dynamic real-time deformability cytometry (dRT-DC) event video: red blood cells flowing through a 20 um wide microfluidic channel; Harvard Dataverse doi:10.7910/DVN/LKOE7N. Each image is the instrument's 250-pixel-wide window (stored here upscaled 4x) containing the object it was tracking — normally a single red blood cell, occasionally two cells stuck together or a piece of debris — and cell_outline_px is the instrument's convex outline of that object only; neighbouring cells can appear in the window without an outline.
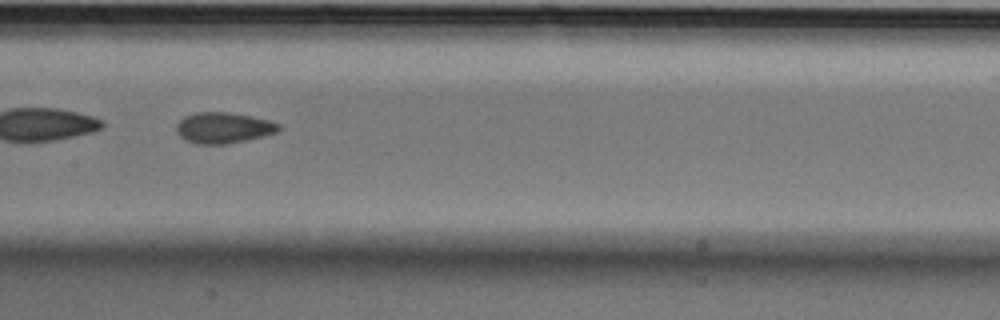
{"species": "Egyptian fruit bat (a non-hibernating species)", "species_latin": "Rousettus aegyptiacus", "temperature_condition": "cold", "stored_images_in_passage": 55, "camera_frame_rate_fps": 3000, "um_per_image_px": 0.085, "animal": {"sex": "male"}, "frame": {"image": 1, "passage_image": 28, "time_ms": 9.0, "image_size_px": [1000, 320], "cell_outline_px": [[280, 128], [276, 132], [264, 136], [228, 144], [196, 144], [184, 140], [176, 132], [176, 124], [184, 116], [196, 112], [228, 112], [252, 116], [268, 120], [280, 124]], "centroid_in_image_um": [18.96, 10.86], "position_along_channel_um": 188.4, "area_um2": 18.55}}
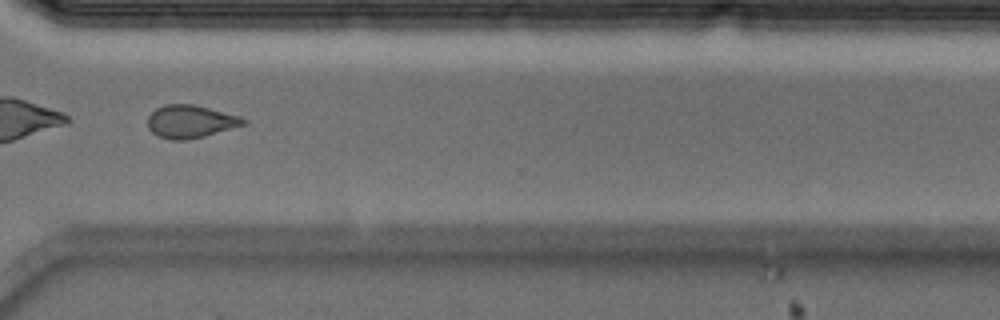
{"frame": {"image": 2, "passage_image": 42, "time_ms": 13.667, "image_size_px": [1000, 320], "cell_outline_px": [[248, 124], [204, 136], [188, 140], [172, 140], [160, 136], [152, 132], [148, 128], [148, 116], [156, 108], [164, 104], [192, 104], [240, 116], [248, 120]], "centroid_in_image_um": [16.21, 10.33], "position_along_channel_um": 354.4, "area_um2": 18.32}, "authors_computed_cell_mechanics": {"area_um2": 18.7272, "velocity_mm_per_s": 3.5648, "shape_relaxation_time_tau1_ms": 4.8924, "shape_relaxation_time_tau2_ms": 1.9544, "deformation_change_tau1": 0.0876, "deformation_change_tau2": 0.0604}}